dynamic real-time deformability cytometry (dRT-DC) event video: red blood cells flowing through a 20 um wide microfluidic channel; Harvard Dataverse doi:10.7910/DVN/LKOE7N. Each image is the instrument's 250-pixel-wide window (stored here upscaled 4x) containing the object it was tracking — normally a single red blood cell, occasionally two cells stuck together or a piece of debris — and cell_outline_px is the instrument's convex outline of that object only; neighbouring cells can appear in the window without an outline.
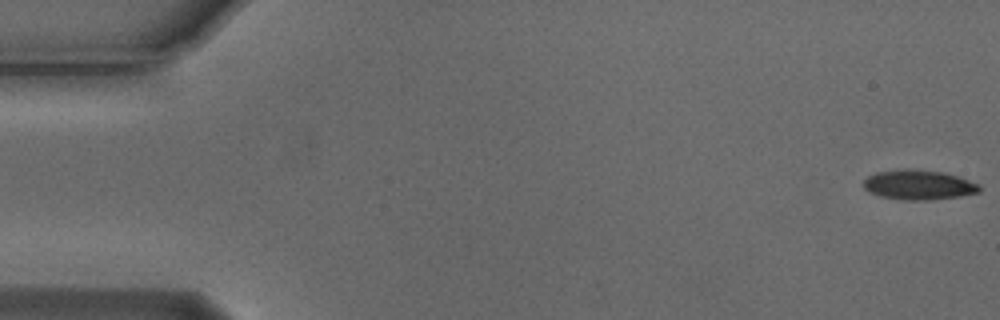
{"species": "Egyptian fruit bat (a non-hibernating species)", "species_latin": "Rousettus aegyptiacus", "temperature_condition": "cold", "stored_images_in_passage": 9, "camera_frame_rate_fps": 3000, "um_per_image_px": 0.085, "animal": {"sex": "male"}, "frame": {"image": 1, "passage_image": 1, "time_ms": 0.0, "image_size_px": [1000, 320], "cell_outline_px": [[980, 192], [960, 196], [928, 200], [908, 200], [880, 196], [868, 192], [864, 188], [864, 180], [868, 176], [876, 172], [904, 168], [908, 168], [944, 172], [980, 184]], "centroid_in_image_um": [78.07, 15.7], "position_along_channel_um": 6.9, "area_um2": 20.11}}
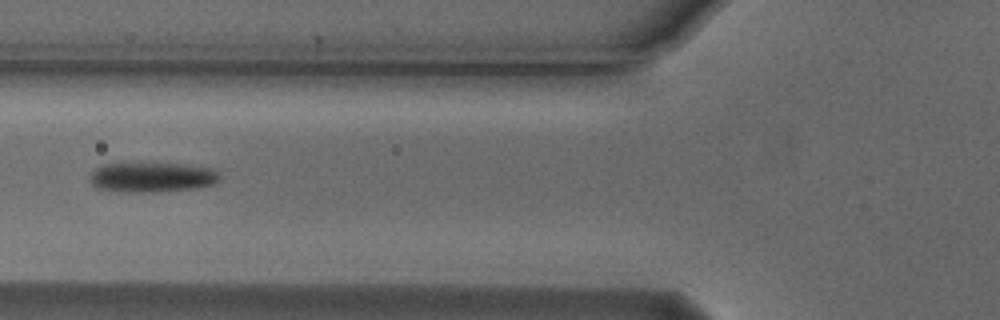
{"frame": {"image": 2, "passage_image": 6, "time_ms": 1.667, "image_size_px": [1000, 320], "cell_outline_px": [[220, 176], [212, 184], [192, 188], [152, 192], [128, 192], [96, 188], [92, 184], [92, 172], [100, 164], [180, 164], [212, 168]], "centroid_in_image_um": [12.88, 15.06], "position_along_channel_um": 112.9, "area_um2": 21.96}}
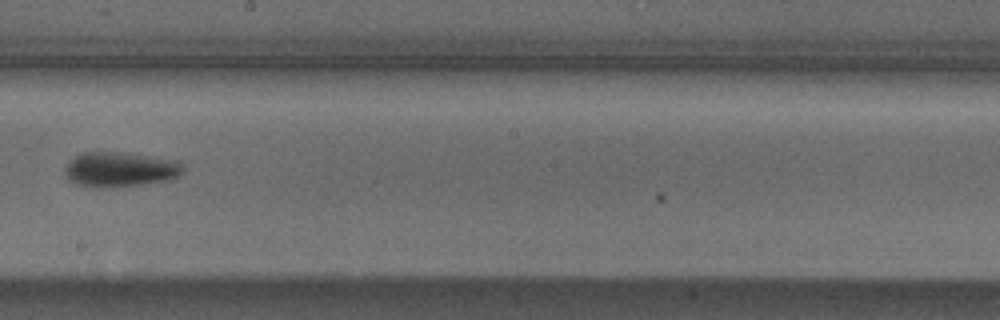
{"frame": {"image": 3, "passage_image": 9, "time_ms": 2.667, "image_size_px": [1000, 320], "cell_outline_px": [[184, 168], [180, 176], [172, 180], [108, 188], [96, 188], [76, 184], [68, 180], [64, 176], [64, 168], [68, 160], [80, 152], [116, 152], [176, 160], [184, 164]], "centroid_in_image_um": [10.16, 14.41], "position_along_channel_um": 238.0, "area_um2": 24.39}}